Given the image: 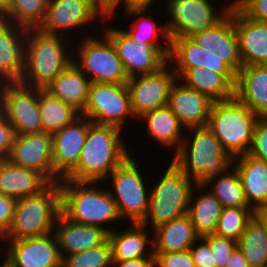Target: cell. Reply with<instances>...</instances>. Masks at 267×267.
<instances>
[{"label":"cell","mask_w":267,"mask_h":267,"mask_svg":"<svg viewBox=\"0 0 267 267\" xmlns=\"http://www.w3.org/2000/svg\"><path fill=\"white\" fill-rule=\"evenodd\" d=\"M122 130L92 123L88 128L76 169L66 178L72 181L100 182L129 156L121 136Z\"/></svg>","instance_id":"1"},{"label":"cell","mask_w":267,"mask_h":267,"mask_svg":"<svg viewBox=\"0 0 267 267\" xmlns=\"http://www.w3.org/2000/svg\"><path fill=\"white\" fill-rule=\"evenodd\" d=\"M188 130L194 133L193 136H189L191 139L184 137L171 161L189 179L194 180L196 185H203L209 178L233 167V159L209 127L202 126Z\"/></svg>","instance_id":"2"},{"label":"cell","mask_w":267,"mask_h":267,"mask_svg":"<svg viewBox=\"0 0 267 267\" xmlns=\"http://www.w3.org/2000/svg\"><path fill=\"white\" fill-rule=\"evenodd\" d=\"M96 183L99 182L61 180V213L75 223L97 226L110 233L113 230L104 223L121 217L108 189L96 188Z\"/></svg>","instance_id":"3"},{"label":"cell","mask_w":267,"mask_h":267,"mask_svg":"<svg viewBox=\"0 0 267 267\" xmlns=\"http://www.w3.org/2000/svg\"><path fill=\"white\" fill-rule=\"evenodd\" d=\"M64 37L37 29H27L24 70L21 83L44 90L73 59ZM63 41V42H62ZM70 52V53H68Z\"/></svg>","instance_id":"4"},{"label":"cell","mask_w":267,"mask_h":267,"mask_svg":"<svg viewBox=\"0 0 267 267\" xmlns=\"http://www.w3.org/2000/svg\"><path fill=\"white\" fill-rule=\"evenodd\" d=\"M60 214V184L52 182L39 193L16 201L11 226L0 241H17L53 233Z\"/></svg>","instance_id":"5"},{"label":"cell","mask_w":267,"mask_h":267,"mask_svg":"<svg viewBox=\"0 0 267 267\" xmlns=\"http://www.w3.org/2000/svg\"><path fill=\"white\" fill-rule=\"evenodd\" d=\"M258 116L236 97L214 101L207 127L232 159L248 154Z\"/></svg>","instance_id":"6"},{"label":"cell","mask_w":267,"mask_h":267,"mask_svg":"<svg viewBox=\"0 0 267 267\" xmlns=\"http://www.w3.org/2000/svg\"><path fill=\"white\" fill-rule=\"evenodd\" d=\"M196 183L189 179L172 161L160 181L150 190L148 213L144 226L150 220L151 227L168 223L187 214L190 195Z\"/></svg>","instance_id":"7"},{"label":"cell","mask_w":267,"mask_h":267,"mask_svg":"<svg viewBox=\"0 0 267 267\" xmlns=\"http://www.w3.org/2000/svg\"><path fill=\"white\" fill-rule=\"evenodd\" d=\"M131 157L109 175L114 187L108 191L116 202L121 219L128 218L131 223H142L148 213L150 192L146 189L138 163Z\"/></svg>","instance_id":"8"},{"label":"cell","mask_w":267,"mask_h":267,"mask_svg":"<svg viewBox=\"0 0 267 267\" xmlns=\"http://www.w3.org/2000/svg\"><path fill=\"white\" fill-rule=\"evenodd\" d=\"M103 40L85 37L81 41L73 63L88 77L91 83L126 84L128 76L110 38L104 33ZM97 38V39H96ZM80 60V62H79Z\"/></svg>","instance_id":"9"},{"label":"cell","mask_w":267,"mask_h":267,"mask_svg":"<svg viewBox=\"0 0 267 267\" xmlns=\"http://www.w3.org/2000/svg\"><path fill=\"white\" fill-rule=\"evenodd\" d=\"M80 115L95 124L122 130L126 119L134 118L126 84L91 83L84 111Z\"/></svg>","instance_id":"10"},{"label":"cell","mask_w":267,"mask_h":267,"mask_svg":"<svg viewBox=\"0 0 267 267\" xmlns=\"http://www.w3.org/2000/svg\"><path fill=\"white\" fill-rule=\"evenodd\" d=\"M226 6L222 8L220 15L216 13L215 6L210 0H167V12L172 18L166 24L170 41L180 37H191L215 26L231 10L229 5Z\"/></svg>","instance_id":"11"},{"label":"cell","mask_w":267,"mask_h":267,"mask_svg":"<svg viewBox=\"0 0 267 267\" xmlns=\"http://www.w3.org/2000/svg\"><path fill=\"white\" fill-rule=\"evenodd\" d=\"M4 117L13 125L16 135L43 132L39 113V89L21 82L0 84Z\"/></svg>","instance_id":"12"},{"label":"cell","mask_w":267,"mask_h":267,"mask_svg":"<svg viewBox=\"0 0 267 267\" xmlns=\"http://www.w3.org/2000/svg\"><path fill=\"white\" fill-rule=\"evenodd\" d=\"M170 65L168 62L155 73L128 79L126 86L129 91L130 106L134 118L138 119L147 112L168 105L171 87L177 80V76Z\"/></svg>","instance_id":"13"},{"label":"cell","mask_w":267,"mask_h":267,"mask_svg":"<svg viewBox=\"0 0 267 267\" xmlns=\"http://www.w3.org/2000/svg\"><path fill=\"white\" fill-rule=\"evenodd\" d=\"M104 33L112 41L128 78L155 73L169 62L157 47L135 41L125 30L110 27Z\"/></svg>","instance_id":"14"},{"label":"cell","mask_w":267,"mask_h":267,"mask_svg":"<svg viewBox=\"0 0 267 267\" xmlns=\"http://www.w3.org/2000/svg\"><path fill=\"white\" fill-rule=\"evenodd\" d=\"M8 246L3 261L5 267H62L54 233L9 241Z\"/></svg>","instance_id":"15"},{"label":"cell","mask_w":267,"mask_h":267,"mask_svg":"<svg viewBox=\"0 0 267 267\" xmlns=\"http://www.w3.org/2000/svg\"><path fill=\"white\" fill-rule=\"evenodd\" d=\"M92 123L90 119L80 115L71 124L52 135L54 182L66 179L76 169L88 128Z\"/></svg>","instance_id":"16"},{"label":"cell","mask_w":267,"mask_h":267,"mask_svg":"<svg viewBox=\"0 0 267 267\" xmlns=\"http://www.w3.org/2000/svg\"><path fill=\"white\" fill-rule=\"evenodd\" d=\"M99 16L104 19L90 0H49L38 29L46 34L66 36L63 32L93 24Z\"/></svg>","instance_id":"17"},{"label":"cell","mask_w":267,"mask_h":267,"mask_svg":"<svg viewBox=\"0 0 267 267\" xmlns=\"http://www.w3.org/2000/svg\"><path fill=\"white\" fill-rule=\"evenodd\" d=\"M52 135L45 132L16 135L8 160L41 173L54 182Z\"/></svg>","instance_id":"18"},{"label":"cell","mask_w":267,"mask_h":267,"mask_svg":"<svg viewBox=\"0 0 267 267\" xmlns=\"http://www.w3.org/2000/svg\"><path fill=\"white\" fill-rule=\"evenodd\" d=\"M168 61L170 64L173 63L177 79L189 68L203 67L205 70L223 74L234 86L236 85L237 73L220 57L198 46L190 37L170 41Z\"/></svg>","instance_id":"19"},{"label":"cell","mask_w":267,"mask_h":267,"mask_svg":"<svg viewBox=\"0 0 267 267\" xmlns=\"http://www.w3.org/2000/svg\"><path fill=\"white\" fill-rule=\"evenodd\" d=\"M198 46L220 57L236 73L243 67L239 55L238 36L234 23V8L215 26L190 37Z\"/></svg>","instance_id":"20"},{"label":"cell","mask_w":267,"mask_h":267,"mask_svg":"<svg viewBox=\"0 0 267 267\" xmlns=\"http://www.w3.org/2000/svg\"><path fill=\"white\" fill-rule=\"evenodd\" d=\"M26 32V28L0 18V83L22 79Z\"/></svg>","instance_id":"21"},{"label":"cell","mask_w":267,"mask_h":267,"mask_svg":"<svg viewBox=\"0 0 267 267\" xmlns=\"http://www.w3.org/2000/svg\"><path fill=\"white\" fill-rule=\"evenodd\" d=\"M234 23L242 66L267 64V22L248 18L236 7Z\"/></svg>","instance_id":"22"},{"label":"cell","mask_w":267,"mask_h":267,"mask_svg":"<svg viewBox=\"0 0 267 267\" xmlns=\"http://www.w3.org/2000/svg\"><path fill=\"white\" fill-rule=\"evenodd\" d=\"M213 102L208 96L177 81L171 87L168 107L185 129L207 126Z\"/></svg>","instance_id":"23"},{"label":"cell","mask_w":267,"mask_h":267,"mask_svg":"<svg viewBox=\"0 0 267 267\" xmlns=\"http://www.w3.org/2000/svg\"><path fill=\"white\" fill-rule=\"evenodd\" d=\"M55 227L53 232H55L54 234L57 238L61 258L65 256L63 252L69 255L98 247L104 244L109 236L105 229L75 223L66 218L62 213L58 217Z\"/></svg>","instance_id":"24"},{"label":"cell","mask_w":267,"mask_h":267,"mask_svg":"<svg viewBox=\"0 0 267 267\" xmlns=\"http://www.w3.org/2000/svg\"><path fill=\"white\" fill-rule=\"evenodd\" d=\"M232 166L239 174L249 206L256 213L267 211V162L245 154L234 158Z\"/></svg>","instance_id":"25"},{"label":"cell","mask_w":267,"mask_h":267,"mask_svg":"<svg viewBox=\"0 0 267 267\" xmlns=\"http://www.w3.org/2000/svg\"><path fill=\"white\" fill-rule=\"evenodd\" d=\"M235 97L258 117H267V64L240 69L236 78Z\"/></svg>","instance_id":"26"},{"label":"cell","mask_w":267,"mask_h":267,"mask_svg":"<svg viewBox=\"0 0 267 267\" xmlns=\"http://www.w3.org/2000/svg\"><path fill=\"white\" fill-rule=\"evenodd\" d=\"M50 182L39 172L0 160V194L16 200L39 193Z\"/></svg>","instance_id":"27"},{"label":"cell","mask_w":267,"mask_h":267,"mask_svg":"<svg viewBox=\"0 0 267 267\" xmlns=\"http://www.w3.org/2000/svg\"><path fill=\"white\" fill-rule=\"evenodd\" d=\"M90 85L89 78L71 62L44 90L81 114L87 102Z\"/></svg>","instance_id":"28"},{"label":"cell","mask_w":267,"mask_h":267,"mask_svg":"<svg viewBox=\"0 0 267 267\" xmlns=\"http://www.w3.org/2000/svg\"><path fill=\"white\" fill-rule=\"evenodd\" d=\"M152 231L153 253L188 251L199 238L187 214L162 224Z\"/></svg>","instance_id":"29"},{"label":"cell","mask_w":267,"mask_h":267,"mask_svg":"<svg viewBox=\"0 0 267 267\" xmlns=\"http://www.w3.org/2000/svg\"><path fill=\"white\" fill-rule=\"evenodd\" d=\"M142 223H132L124 231L109 233L108 240L111 245L112 261H127L146 257H155L153 251L147 252V244L153 239H149V232L145 231Z\"/></svg>","instance_id":"30"},{"label":"cell","mask_w":267,"mask_h":267,"mask_svg":"<svg viewBox=\"0 0 267 267\" xmlns=\"http://www.w3.org/2000/svg\"><path fill=\"white\" fill-rule=\"evenodd\" d=\"M153 3H128L123 10L126 16L138 17L136 21L131 23V27L125 30L135 41H141L142 43L152 44L157 47L167 58L170 53V39L167 34L166 25H157L153 21L152 17L144 16L148 7H151ZM143 19V20H142ZM143 21V22H142ZM158 38L165 40L163 42L157 41ZM166 42V43H165ZM165 43V44H164ZM164 44V45H162Z\"/></svg>","instance_id":"31"},{"label":"cell","mask_w":267,"mask_h":267,"mask_svg":"<svg viewBox=\"0 0 267 267\" xmlns=\"http://www.w3.org/2000/svg\"><path fill=\"white\" fill-rule=\"evenodd\" d=\"M179 79L185 86L205 94L212 101H225L235 97V86L223 74L203 67L189 68Z\"/></svg>","instance_id":"32"},{"label":"cell","mask_w":267,"mask_h":267,"mask_svg":"<svg viewBox=\"0 0 267 267\" xmlns=\"http://www.w3.org/2000/svg\"><path fill=\"white\" fill-rule=\"evenodd\" d=\"M141 119L146 122V131L150 137L162 146H175L174 153L179 150L184 139L182 128L185 127L168 106L147 112L140 117Z\"/></svg>","instance_id":"33"},{"label":"cell","mask_w":267,"mask_h":267,"mask_svg":"<svg viewBox=\"0 0 267 267\" xmlns=\"http://www.w3.org/2000/svg\"><path fill=\"white\" fill-rule=\"evenodd\" d=\"M194 196L192 190L187 215L192 220L196 234L199 237L214 234L222 214V204L209 191L201 193L198 197Z\"/></svg>","instance_id":"34"},{"label":"cell","mask_w":267,"mask_h":267,"mask_svg":"<svg viewBox=\"0 0 267 267\" xmlns=\"http://www.w3.org/2000/svg\"><path fill=\"white\" fill-rule=\"evenodd\" d=\"M232 169H230L231 171L227 169L224 173L209 178L203 185H195V189H197L196 187L199 190L207 188L211 182H214L210 191L223 208H251L246 200L239 174L235 167Z\"/></svg>","instance_id":"35"},{"label":"cell","mask_w":267,"mask_h":267,"mask_svg":"<svg viewBox=\"0 0 267 267\" xmlns=\"http://www.w3.org/2000/svg\"><path fill=\"white\" fill-rule=\"evenodd\" d=\"M39 113L43 132L53 135L71 124L80 113L71 105L39 89Z\"/></svg>","instance_id":"36"},{"label":"cell","mask_w":267,"mask_h":267,"mask_svg":"<svg viewBox=\"0 0 267 267\" xmlns=\"http://www.w3.org/2000/svg\"><path fill=\"white\" fill-rule=\"evenodd\" d=\"M249 267H267V230L265 223L255 215L237 241Z\"/></svg>","instance_id":"37"},{"label":"cell","mask_w":267,"mask_h":267,"mask_svg":"<svg viewBox=\"0 0 267 267\" xmlns=\"http://www.w3.org/2000/svg\"><path fill=\"white\" fill-rule=\"evenodd\" d=\"M49 0H10L7 14L2 18L26 29L42 24Z\"/></svg>","instance_id":"38"},{"label":"cell","mask_w":267,"mask_h":267,"mask_svg":"<svg viewBox=\"0 0 267 267\" xmlns=\"http://www.w3.org/2000/svg\"><path fill=\"white\" fill-rule=\"evenodd\" d=\"M256 214L252 208H223L214 234L238 241Z\"/></svg>","instance_id":"39"},{"label":"cell","mask_w":267,"mask_h":267,"mask_svg":"<svg viewBox=\"0 0 267 267\" xmlns=\"http://www.w3.org/2000/svg\"><path fill=\"white\" fill-rule=\"evenodd\" d=\"M111 245L109 240L98 247L65 255L62 267H112Z\"/></svg>","instance_id":"40"},{"label":"cell","mask_w":267,"mask_h":267,"mask_svg":"<svg viewBox=\"0 0 267 267\" xmlns=\"http://www.w3.org/2000/svg\"><path fill=\"white\" fill-rule=\"evenodd\" d=\"M204 238L210 244L216 267H225V264L230 258L232 251L237 246V241L215 234L204 236Z\"/></svg>","instance_id":"41"},{"label":"cell","mask_w":267,"mask_h":267,"mask_svg":"<svg viewBox=\"0 0 267 267\" xmlns=\"http://www.w3.org/2000/svg\"><path fill=\"white\" fill-rule=\"evenodd\" d=\"M248 154L267 162V117L258 118Z\"/></svg>","instance_id":"42"},{"label":"cell","mask_w":267,"mask_h":267,"mask_svg":"<svg viewBox=\"0 0 267 267\" xmlns=\"http://www.w3.org/2000/svg\"><path fill=\"white\" fill-rule=\"evenodd\" d=\"M155 267H195L190 251L153 253Z\"/></svg>","instance_id":"43"},{"label":"cell","mask_w":267,"mask_h":267,"mask_svg":"<svg viewBox=\"0 0 267 267\" xmlns=\"http://www.w3.org/2000/svg\"><path fill=\"white\" fill-rule=\"evenodd\" d=\"M199 240L201 241V244L195 246V244H197ZM189 251L194 261L195 267H216L210 244L204 237H199L191 246Z\"/></svg>","instance_id":"44"},{"label":"cell","mask_w":267,"mask_h":267,"mask_svg":"<svg viewBox=\"0 0 267 267\" xmlns=\"http://www.w3.org/2000/svg\"><path fill=\"white\" fill-rule=\"evenodd\" d=\"M16 199L0 194V238L9 230L16 205Z\"/></svg>","instance_id":"45"},{"label":"cell","mask_w":267,"mask_h":267,"mask_svg":"<svg viewBox=\"0 0 267 267\" xmlns=\"http://www.w3.org/2000/svg\"><path fill=\"white\" fill-rule=\"evenodd\" d=\"M15 136L13 125L5 117L0 119V160L8 158Z\"/></svg>","instance_id":"46"},{"label":"cell","mask_w":267,"mask_h":267,"mask_svg":"<svg viewBox=\"0 0 267 267\" xmlns=\"http://www.w3.org/2000/svg\"><path fill=\"white\" fill-rule=\"evenodd\" d=\"M238 8L248 18L267 22V0H245Z\"/></svg>","instance_id":"47"},{"label":"cell","mask_w":267,"mask_h":267,"mask_svg":"<svg viewBox=\"0 0 267 267\" xmlns=\"http://www.w3.org/2000/svg\"><path fill=\"white\" fill-rule=\"evenodd\" d=\"M90 2L107 19L115 15V11L121 3L124 4V7L130 3L128 0H90Z\"/></svg>","instance_id":"48"},{"label":"cell","mask_w":267,"mask_h":267,"mask_svg":"<svg viewBox=\"0 0 267 267\" xmlns=\"http://www.w3.org/2000/svg\"><path fill=\"white\" fill-rule=\"evenodd\" d=\"M116 267H155V257H146L127 261H112Z\"/></svg>","instance_id":"49"},{"label":"cell","mask_w":267,"mask_h":267,"mask_svg":"<svg viewBox=\"0 0 267 267\" xmlns=\"http://www.w3.org/2000/svg\"><path fill=\"white\" fill-rule=\"evenodd\" d=\"M225 267H249L246 258L243 256V253L238 246L232 251Z\"/></svg>","instance_id":"50"},{"label":"cell","mask_w":267,"mask_h":267,"mask_svg":"<svg viewBox=\"0 0 267 267\" xmlns=\"http://www.w3.org/2000/svg\"><path fill=\"white\" fill-rule=\"evenodd\" d=\"M9 3L10 0H0V18H3L7 14Z\"/></svg>","instance_id":"51"},{"label":"cell","mask_w":267,"mask_h":267,"mask_svg":"<svg viewBox=\"0 0 267 267\" xmlns=\"http://www.w3.org/2000/svg\"><path fill=\"white\" fill-rule=\"evenodd\" d=\"M256 215L265 223L267 230V211L257 212Z\"/></svg>","instance_id":"52"},{"label":"cell","mask_w":267,"mask_h":267,"mask_svg":"<svg viewBox=\"0 0 267 267\" xmlns=\"http://www.w3.org/2000/svg\"><path fill=\"white\" fill-rule=\"evenodd\" d=\"M130 3H154L155 0H128Z\"/></svg>","instance_id":"53"},{"label":"cell","mask_w":267,"mask_h":267,"mask_svg":"<svg viewBox=\"0 0 267 267\" xmlns=\"http://www.w3.org/2000/svg\"><path fill=\"white\" fill-rule=\"evenodd\" d=\"M4 117V112H3V99H2V95L0 93V119H2Z\"/></svg>","instance_id":"54"},{"label":"cell","mask_w":267,"mask_h":267,"mask_svg":"<svg viewBox=\"0 0 267 267\" xmlns=\"http://www.w3.org/2000/svg\"><path fill=\"white\" fill-rule=\"evenodd\" d=\"M243 1L245 0H235L234 3H231V5H229L231 8H236L238 7Z\"/></svg>","instance_id":"55"}]
</instances>
